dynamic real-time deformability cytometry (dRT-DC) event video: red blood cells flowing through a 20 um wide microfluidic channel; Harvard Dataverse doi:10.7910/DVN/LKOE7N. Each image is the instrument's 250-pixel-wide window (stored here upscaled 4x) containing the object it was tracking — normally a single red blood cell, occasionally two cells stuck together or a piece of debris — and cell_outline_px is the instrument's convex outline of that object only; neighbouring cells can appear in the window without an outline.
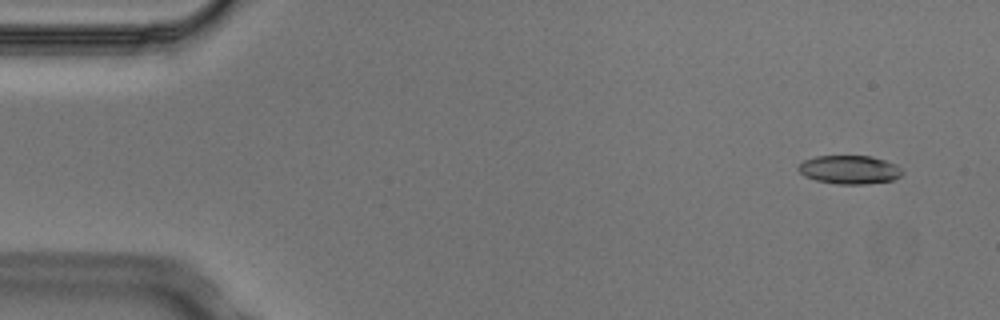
{"species": "Egyptian fruit bat (a non-hibernating species)", "species_latin": "Rousettus aegyptiacus", "temperature_condition": "cold", "stored_images_in_passage": 7, "camera_frame_rate_fps": 3000, "um_per_image_px": 0.085, "animal": {"sex": "male"}, "frame": {"image": 1, "passage_image": 1, "time_ms": 0.0, "image_size_px": [1000, 320], "cell_outline_px": [[904, 172], [900, 176], [892, 180], [864, 184], [836, 184], [816, 180], [804, 176], [796, 168], [804, 160], [816, 156], [872, 156], [896, 164]], "centroid_in_image_um": [72.2, 14.42], "position_along_channel_um": 12.8, "area_um2": 17.28}}
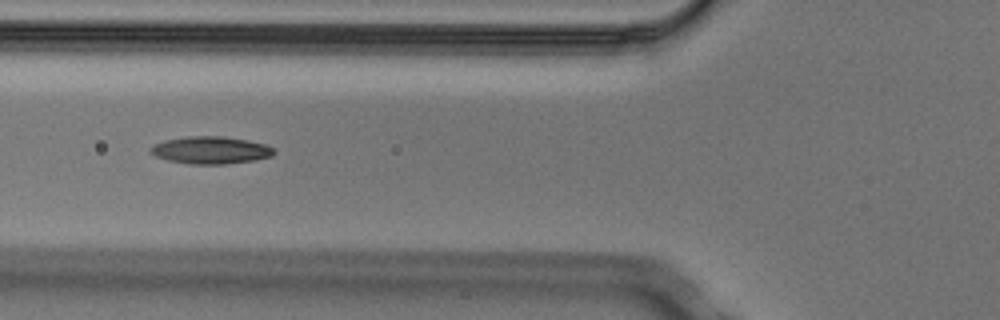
{"frame": {"image": 2, "passage_image": 5, "time_ms": 1.333, "image_size_px": [1000, 320], "cell_outline_px": [[276, 152], [272, 156], [256, 160], [224, 164], [192, 164], [168, 160], [156, 156], [148, 152], [148, 148], [164, 140], [188, 136], [224, 136], [248, 140], [264, 144], [272, 148]], "centroid_in_image_um": [17.9, 12.76], "position_along_channel_um": 107.9, "area_um2": 19.71}}
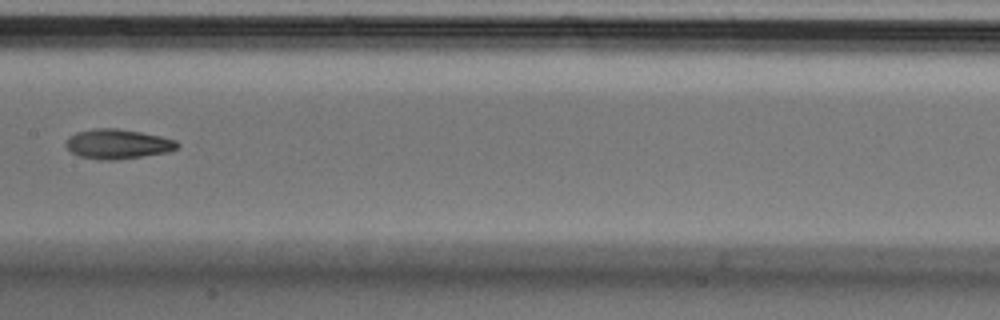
{"frame": {"image": 3, "passage_image": 7, "time_ms": 2.0, "image_size_px": [1000, 320], "cell_outline_px": [[180, 144], [176, 148], [168, 152], [116, 160], [100, 160], [80, 156], [72, 152], [64, 144], [68, 136], [76, 132], [92, 128], [116, 128], [140, 132], [160, 136], [176, 140]], "centroid_in_image_um": [9.98, 12.23], "position_along_channel_um": 197.4, "area_um2": 19.31}}